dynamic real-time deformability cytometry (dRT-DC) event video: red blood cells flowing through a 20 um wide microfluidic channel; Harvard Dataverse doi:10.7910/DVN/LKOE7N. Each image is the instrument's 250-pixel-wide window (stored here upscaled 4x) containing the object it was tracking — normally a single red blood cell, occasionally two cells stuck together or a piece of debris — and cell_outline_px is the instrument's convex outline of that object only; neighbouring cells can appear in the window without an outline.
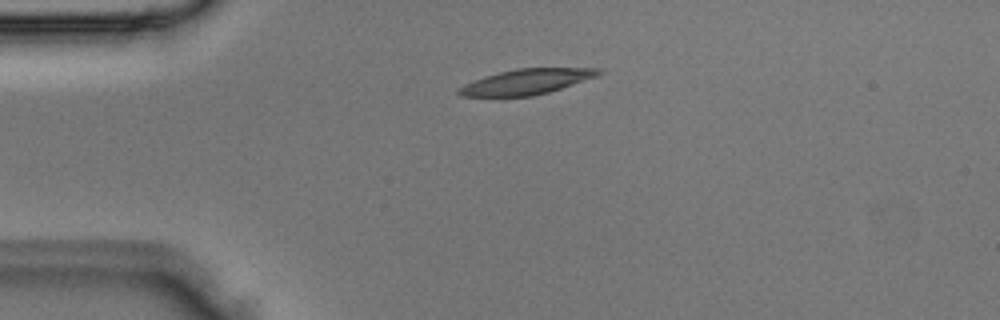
{"species": "Egyptian fruit bat (a non-hibernating species)", "species_latin": "Rousettus aegyptiacus", "temperature_condition": "room temperature", "stored_images_in_passage": 3, "camera_frame_rate_fps": 3000, "um_per_image_px": 0.085, "animal": {"sex": "male"}, "frame": {"image": 1, "passage_image": 3, "time_ms": 0.667, "image_size_px": [1000, 320], "cell_outline_px": [[604, 72], [596, 76], [548, 92], [532, 96], [460, 96], [456, 92], [464, 84], [484, 76], [516, 68], [600, 68]], "centroid_in_image_um": [44.73, 6.94], "position_along_channel_um": 40.3, "area_um2": 20.35}}